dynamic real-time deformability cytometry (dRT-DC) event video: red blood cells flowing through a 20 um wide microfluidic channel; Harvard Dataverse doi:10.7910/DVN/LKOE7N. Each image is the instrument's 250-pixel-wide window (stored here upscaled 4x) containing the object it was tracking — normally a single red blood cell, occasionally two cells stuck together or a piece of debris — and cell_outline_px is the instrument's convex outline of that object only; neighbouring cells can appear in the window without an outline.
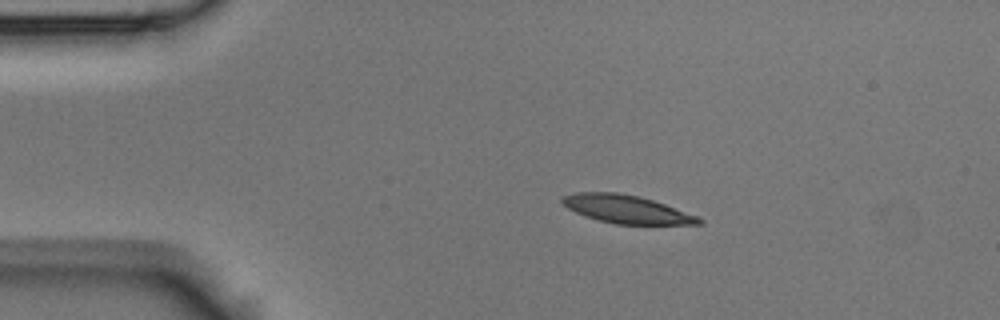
{"species": "Egyptian fruit bat (a non-hibernating species)", "species_latin": "Rousettus aegyptiacus", "temperature_condition": "room temperature", "stored_images_in_passage": 13, "camera_frame_rate_fps": 3000, "um_per_image_px": 0.085, "animal": {"sex": "male"}, "frame": {"image": 1, "passage_image": 2, "time_ms": 0.333, "image_size_px": [1000, 320], "cell_outline_px": [[704, 224], [616, 224], [584, 216], [568, 208], [560, 200], [560, 196], [576, 192], [616, 192], [636, 196], [652, 200], [664, 204], [696, 216], [704, 220]], "centroid_in_image_um": [53.21, 17.78], "position_along_channel_um": 31.8, "area_um2": 22.08}}
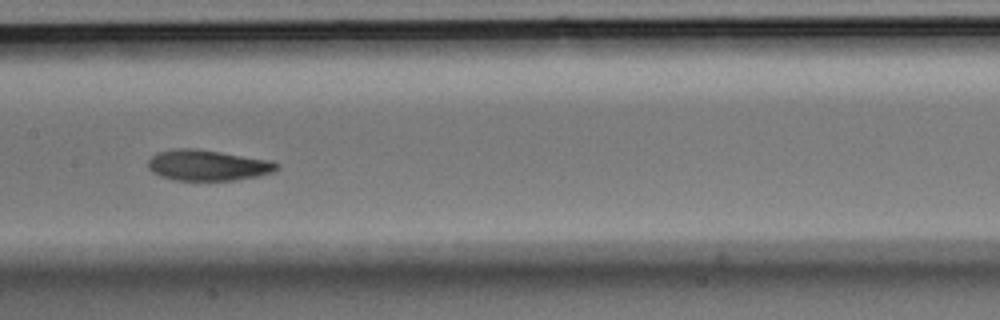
{"frame": {"image": 2, "passage_image": 6, "time_ms": 1.667, "image_size_px": [1000, 320], "cell_outline_px": [[280, 168], [272, 172], [256, 176], [236, 180], [172, 180], [160, 176], [152, 172], [148, 168], [148, 160], [156, 152], [176, 148], [196, 148], [272, 160], [280, 164]], "centroid_in_image_um": [17.65, 14.04], "position_along_channel_um": 189.8, "area_um2": 23.29}}
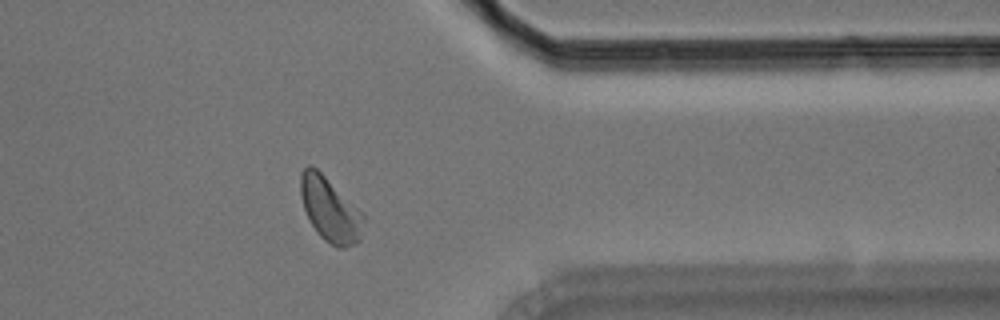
{"frame": {"image": 3, "passage_image": 11, "time_ms": 3.333, "image_size_px": [1000, 320], "cell_outline_px": [[364, 220], [360, 240], [356, 244], [344, 248], [336, 248], [324, 240], [316, 232], [304, 208], [300, 196], [300, 176], [304, 168], [308, 164], [312, 164], [364, 216]], "centroid_in_image_um": [28.03, 17.85], "position_along_channel_um": 383.4, "area_um2": 23.12}}